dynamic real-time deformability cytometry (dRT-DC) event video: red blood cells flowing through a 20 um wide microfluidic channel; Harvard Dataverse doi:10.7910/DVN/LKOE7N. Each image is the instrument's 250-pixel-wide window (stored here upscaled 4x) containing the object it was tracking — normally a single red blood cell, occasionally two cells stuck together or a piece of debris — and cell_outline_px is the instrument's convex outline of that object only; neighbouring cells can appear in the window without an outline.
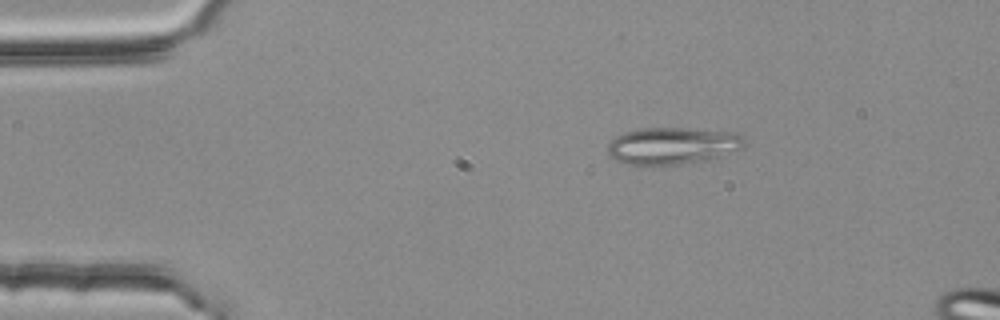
{"species": "common noctule bat (a hibernating species)", "species_latin": "Nyctalus noctula", "temperature_condition": "room temperature", "stored_images_in_passage": 2, "camera_frame_rate_fps": 3000, "um_per_image_px": 0.085, "animal": {"sex": "female", "body_mass_g": 25.1}, "frame": {"image": 1, "passage_image": 1, "time_ms": 0.0, "image_size_px": [1000, 320], "cell_outline_px": [[744, 148], [720, 160], [684, 164], [628, 164], [616, 160], [608, 152], [608, 144], [616, 136], [624, 132], [640, 128], [688, 128], [740, 132], [744, 136]], "centroid_in_image_um": [57.32, 12.39], "position_along_channel_um": 27.7, "area_um2": 30.29}}